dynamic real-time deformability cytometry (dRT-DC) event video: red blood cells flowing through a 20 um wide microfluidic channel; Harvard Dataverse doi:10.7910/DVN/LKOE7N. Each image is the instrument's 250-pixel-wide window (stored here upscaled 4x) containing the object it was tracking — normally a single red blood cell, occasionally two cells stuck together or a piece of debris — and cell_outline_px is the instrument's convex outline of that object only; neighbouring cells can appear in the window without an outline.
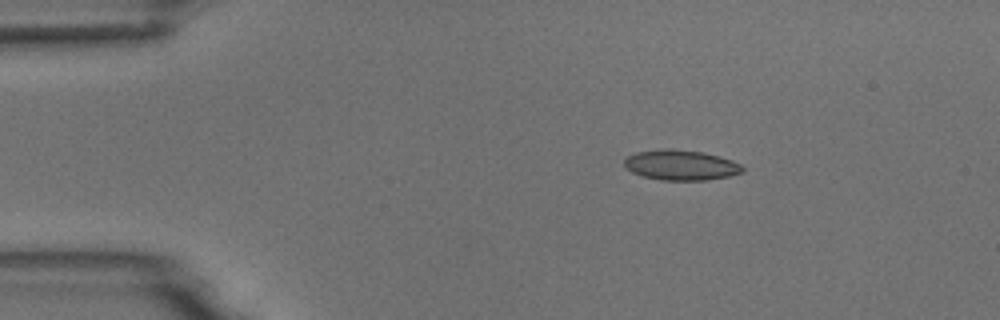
{"species": "common noctule bat (a hibernating species)", "species_latin": "Nyctalus noctula", "temperature_condition": "room temperature", "stored_images_in_passage": 3, "camera_frame_rate_fps": 3000, "um_per_image_px": 0.085, "animal": {"sex": "male", "body_mass_g": 18.8}, "frame": {"image": 1, "passage_image": 1, "time_ms": 0.0, "image_size_px": [1000, 320], "cell_outline_px": [[744, 172], [728, 176], [708, 180], [660, 180], [644, 176], [632, 172], [624, 168], [624, 160], [628, 156], [636, 152], [664, 148], [704, 152], [720, 156], [732, 160], [740, 164], [744, 168]], "centroid_in_image_um": [57.88, 14.03], "position_along_channel_um": 27.1, "area_um2": 20.92}}